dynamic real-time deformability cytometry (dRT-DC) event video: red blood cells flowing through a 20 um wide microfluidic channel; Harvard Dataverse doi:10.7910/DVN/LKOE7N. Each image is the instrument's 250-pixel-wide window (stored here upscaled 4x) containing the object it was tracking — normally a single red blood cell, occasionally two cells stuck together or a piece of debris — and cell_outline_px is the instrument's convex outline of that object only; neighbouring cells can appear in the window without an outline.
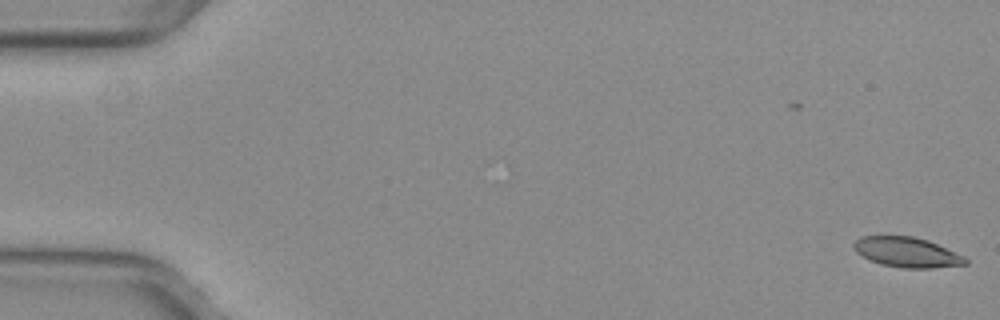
{"species": "common noctule bat (a hibernating species)", "species_latin": "Nyctalus noctula", "temperature_condition": "warm", "stored_images_in_passage": 2, "camera_frame_rate_fps": 3000, "um_per_image_px": 0.085, "animal": {"sex": "female", "body_mass_g": 29.2, "forearm_length_mm": 56.3}, "frame": {"image": 1, "passage_image": 2, "time_ms": 0.333, "image_size_px": [1000, 320], "cell_outline_px": [[968, 264], [932, 268], [904, 268], [880, 264], [868, 260], [856, 252], [852, 248], [852, 244], [860, 236], [912, 236], [928, 240], [964, 256], [968, 260]], "centroid_in_image_um": [77.06, 21.44], "position_along_channel_um": 7.9, "area_um2": 19.65}}